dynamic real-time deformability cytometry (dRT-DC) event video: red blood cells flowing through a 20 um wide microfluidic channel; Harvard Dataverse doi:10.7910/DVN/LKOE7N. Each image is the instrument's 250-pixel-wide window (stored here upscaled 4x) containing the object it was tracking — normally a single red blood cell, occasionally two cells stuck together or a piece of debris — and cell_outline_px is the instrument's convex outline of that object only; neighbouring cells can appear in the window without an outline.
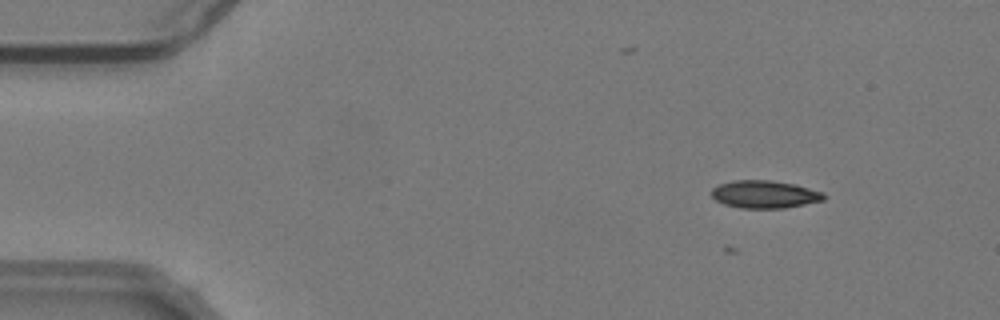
{"species": "common noctule bat (a hibernating species)", "species_latin": "Nyctalus noctula", "temperature_condition": "warm", "stored_images_in_passage": 9, "camera_frame_rate_fps": 3000, "um_per_image_px": 0.085, "animal": {"sex": "male", "body_mass_g": 19.2, "forearm_length_mm": 51.8}, "frame": {"image": 1, "passage_image": 6, "time_ms": 1.667, "image_size_px": [1000, 320], "cell_outline_px": [[828, 196], [824, 200], [784, 208], [740, 208], [724, 204], [716, 200], [712, 196], [712, 188], [720, 184], [732, 180], [768, 180], [796, 184], [824, 192]], "centroid_in_image_um": [65.02, 16.51], "position_along_channel_um": 20.0, "area_um2": 18.21}}